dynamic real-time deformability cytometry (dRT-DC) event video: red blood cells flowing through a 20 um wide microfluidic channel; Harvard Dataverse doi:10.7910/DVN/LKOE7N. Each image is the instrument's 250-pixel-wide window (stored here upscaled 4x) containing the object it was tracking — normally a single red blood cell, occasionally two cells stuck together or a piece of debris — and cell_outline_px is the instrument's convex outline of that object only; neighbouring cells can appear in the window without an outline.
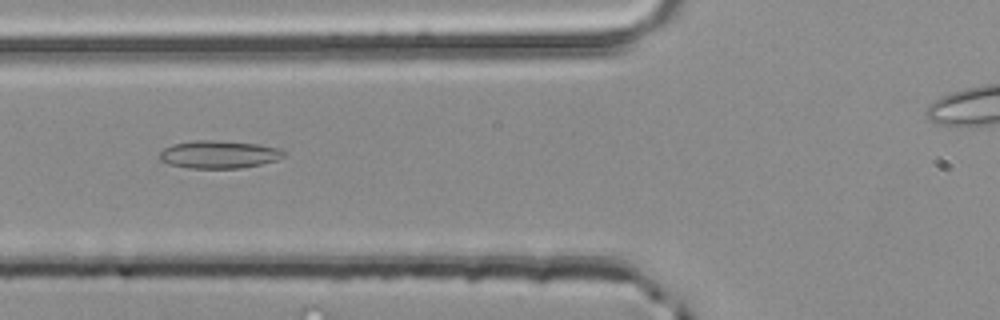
{"species": "common noctule bat (a hibernating species)", "species_latin": "Nyctalus noctula", "temperature_condition": "room temperature", "stored_images_in_passage": 28, "camera_frame_rate_fps": 3000, "um_per_image_px": 0.085, "animal": {"sex": "male", "body_mass_g": 20.4}, "frame": {"image": 1, "passage_image": 6, "time_ms": 1.667, "image_size_px": [1000, 320], "cell_outline_px": [[284, 156], [276, 160], [260, 164], [240, 168], [188, 168], [168, 164], [160, 160], [160, 152], [164, 148], [172, 144], [192, 140], [212, 140], [256, 144], [280, 148], [284, 152]], "centroid_in_image_um": [18.57, 13.12], "position_along_channel_um": 107.2, "area_um2": 20.0}}
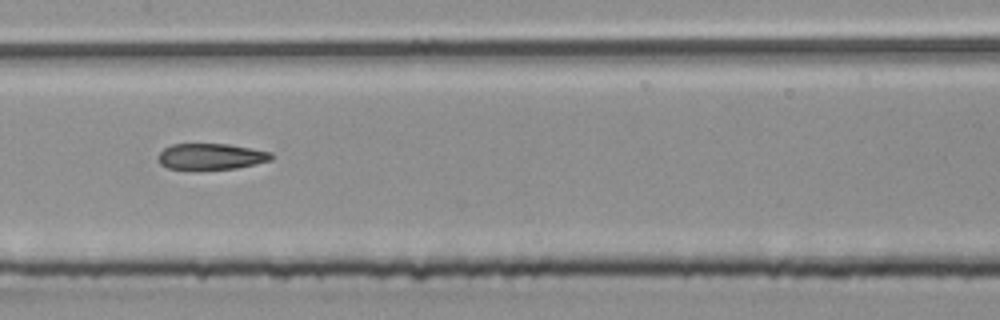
{"frame": {"image": 2, "passage_image": 12, "time_ms": 3.667, "image_size_px": [1000, 320], "cell_outline_px": [[272, 160], [256, 164], [236, 168], [196, 172], [168, 168], [160, 164], [156, 156], [164, 148], [172, 144], [228, 144], [272, 152]], "centroid_in_image_um": [17.88, 13.34], "position_along_channel_um": 189.5, "area_um2": 17.92}}
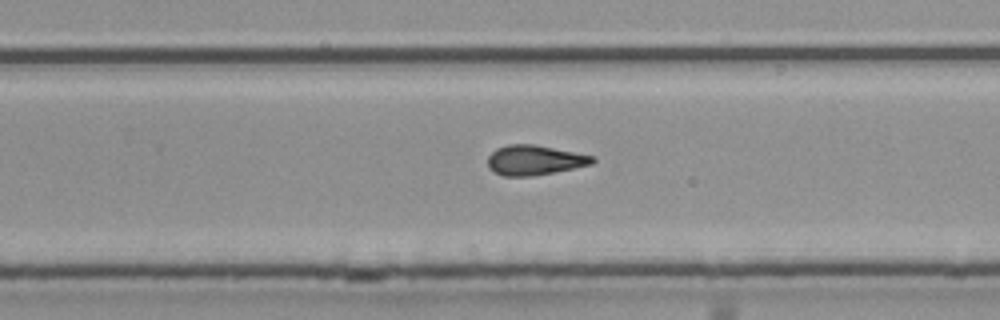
{"frame": {"image": 3, "passage_image": 19, "time_ms": 6.0, "image_size_px": [1000, 320], "cell_outline_px": [[596, 160], [592, 164], [532, 176], [504, 176], [488, 168], [488, 156], [496, 148], [508, 144], [532, 144], [596, 156]], "centroid_in_image_um": [45.43, 13.6], "position_along_channel_um": 284.4, "area_um2": 18.09}, "authors_computed_cell_mechanics": {"area_um2": 18.0336, "velocity_mm_per_s": 4.0831, "shape_relaxation_time_tau1_ms": null, "shape_relaxation_time_tau2_ms": 6.2848, "deformation_change_tau1": null, "deformation_change_tau2": 0.1648}}